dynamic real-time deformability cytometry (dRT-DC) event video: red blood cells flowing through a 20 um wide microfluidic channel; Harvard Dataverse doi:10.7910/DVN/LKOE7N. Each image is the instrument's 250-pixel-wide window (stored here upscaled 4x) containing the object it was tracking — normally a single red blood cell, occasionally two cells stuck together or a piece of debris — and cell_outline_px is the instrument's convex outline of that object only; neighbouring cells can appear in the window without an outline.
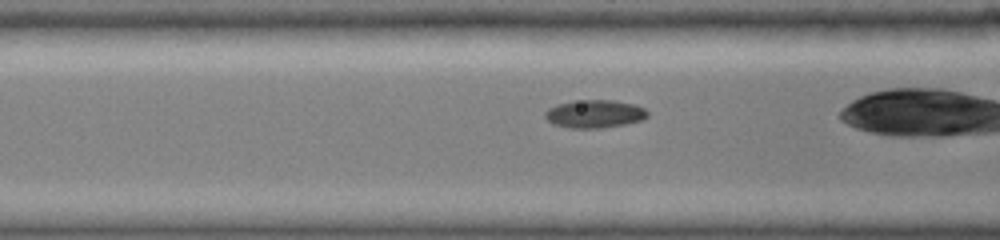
{"species": "common noctule bat (a hibernating species)", "species_latin": "Nyctalus noctula", "temperature_condition": "cold", "stored_images_in_passage": 41, "camera_frame_rate_fps": 3000, "um_per_image_px": 0.085, "animal": {"sex": "female", "body_mass_g": 19.0, "forearm_length_mm": 51.5}, "frame": {"image": 1, "passage_image": 18, "time_ms": 5.333, "image_size_px": [1000, 240], "cell_outline_px": [[648, 116], [640, 120], [624, 124], [596, 128], [572, 128], [556, 124], [548, 120], [544, 116], [544, 112], [548, 108], [556, 104], [572, 100], [616, 100], [636, 104], [644, 108], [648, 112]], "centroid_in_image_um": [50.53, 9.65], "position_along_channel_um": 116.1, "area_um2": 16.7}}
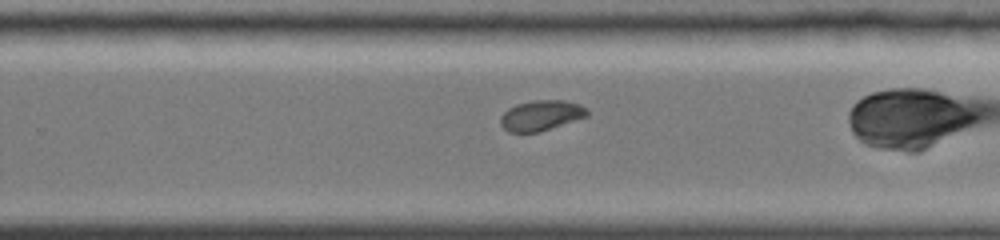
{"frame": {"image": 2, "passage_image": 32, "time_ms": 9.667, "image_size_px": [1000, 240], "cell_outline_px": [[588, 116], [536, 132], [512, 132], [504, 128], [500, 124], [500, 116], [508, 108], [516, 104], [532, 100], [564, 100], [580, 104], [588, 112]], "centroid_in_image_um": [45.96, 9.79], "position_along_channel_um": 283.8, "area_um2": 15.09}}
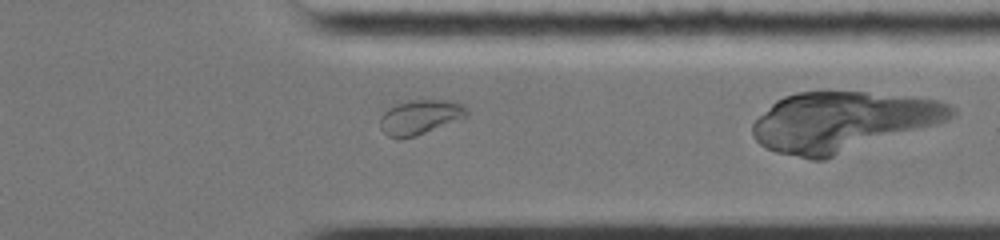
{"frame": {"image": 3, "passage_image": 40, "time_ms": 12.0, "image_size_px": [1000, 240], "cell_outline_px": [[468, 116], [416, 136], [388, 136], [380, 128], [380, 116], [388, 108], [396, 104], [412, 100], [448, 100], [460, 104], [468, 112]], "centroid_in_image_um": [35.69, 9.93], "position_along_channel_um": 375.7, "area_um2": 16.99}}